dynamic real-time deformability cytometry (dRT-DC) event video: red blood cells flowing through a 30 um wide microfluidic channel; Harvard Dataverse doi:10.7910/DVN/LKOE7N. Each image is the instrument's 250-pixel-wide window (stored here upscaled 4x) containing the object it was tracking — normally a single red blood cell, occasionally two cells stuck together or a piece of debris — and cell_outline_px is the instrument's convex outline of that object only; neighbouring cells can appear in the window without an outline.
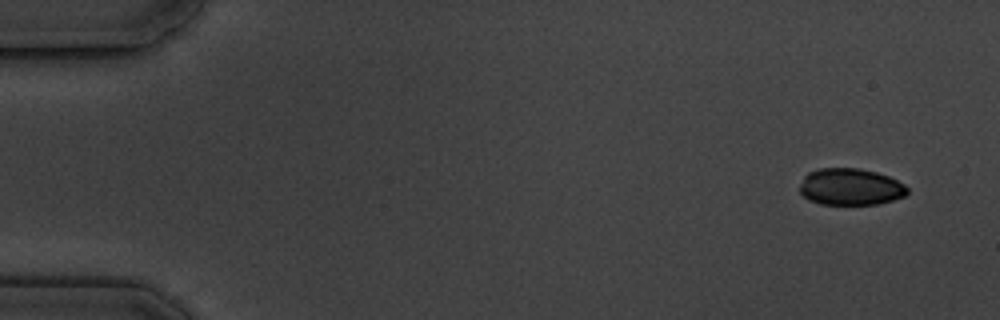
{"species": "common noctule bat (a hibernating species)", "species_latin": "Nyctalus noctula", "temperature_condition": "cold", "stored_images_in_passage": 5, "camera_frame_rate_fps": 3000, "um_per_image_px": 0.085, "animal": {"sex": "male", "body_mass_g": 19.5, "forearm_length_mm": 54.6}, "frame": {"image": 1, "passage_image": 1, "time_ms": 0.0, "image_size_px": [1000, 320], "cell_outline_px": [[908, 192], [904, 196], [880, 204], [820, 204], [808, 200], [800, 192], [800, 184], [804, 176], [808, 172], [816, 168], [860, 168], [876, 172], [888, 176], [904, 184], [908, 188]], "centroid_in_image_um": [72.27, 15.87], "position_along_channel_um": 12.7, "area_um2": 23.18}}
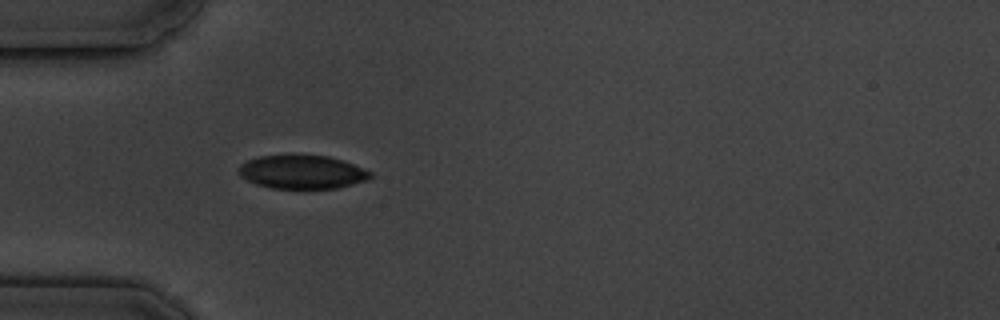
{"frame": {"image": 2, "passage_image": 5, "time_ms": 4.667, "image_size_px": [1000, 320], "cell_outline_px": [[372, 176], [368, 180], [336, 188], [272, 188], [256, 184], [240, 176], [240, 164], [248, 160], [260, 156], [296, 152], [328, 156], [344, 160], [372, 172]], "centroid_in_image_um": [25.69, 14.57], "position_along_channel_um": 59.3, "area_um2": 26.36}}